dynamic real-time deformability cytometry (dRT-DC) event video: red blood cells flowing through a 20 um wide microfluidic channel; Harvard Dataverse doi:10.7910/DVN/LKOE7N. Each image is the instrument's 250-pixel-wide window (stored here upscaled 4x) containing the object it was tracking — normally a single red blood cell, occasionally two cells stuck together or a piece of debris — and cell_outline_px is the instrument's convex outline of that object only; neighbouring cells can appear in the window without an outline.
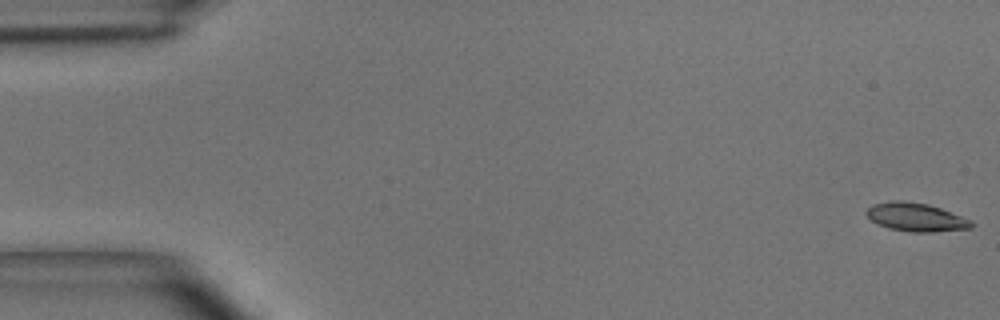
{"species": "common noctule bat (a hibernating species)", "species_latin": "Nyctalus noctula", "temperature_condition": "room temperature", "stored_images_in_passage": 50, "camera_frame_rate_fps": 3000, "um_per_image_px": 0.085, "animal": {"sex": "male", "body_mass_g": 15.6}, "frame": {"image": 1, "passage_image": 1, "time_ms": 0.0, "image_size_px": [1000, 320], "cell_outline_px": [[976, 224], [972, 228], [932, 232], [912, 232], [888, 228], [876, 224], [864, 212], [872, 204], [892, 200], [900, 200], [928, 204], [940, 208], [972, 220]], "centroid_in_image_um": [77.86, 18.46], "position_along_channel_um": 7.1, "area_um2": 17.51}}
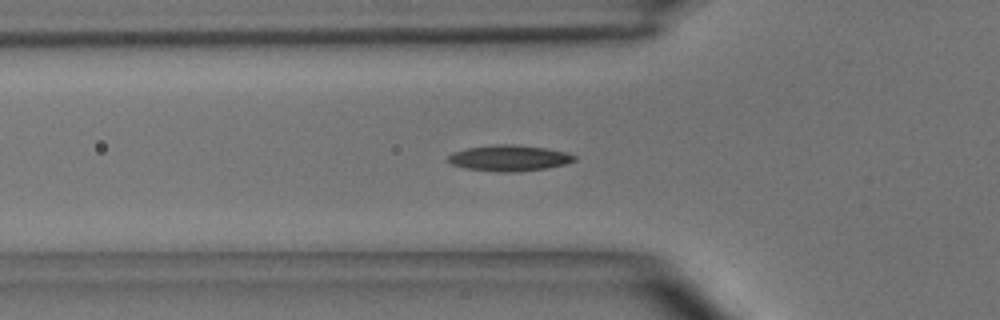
{"frame": {"image": 2, "passage_image": 17, "time_ms": 5.333, "image_size_px": [1000, 320], "cell_outline_px": [[576, 160], [564, 164], [544, 168], [516, 172], [496, 172], [468, 168], [452, 164], [444, 160], [452, 152], [468, 148], [492, 144], [512, 144], [548, 148], [564, 152], [576, 156]], "centroid_in_image_um": [43.24, 13.43], "position_along_channel_um": 82.6, "area_um2": 19.07}}
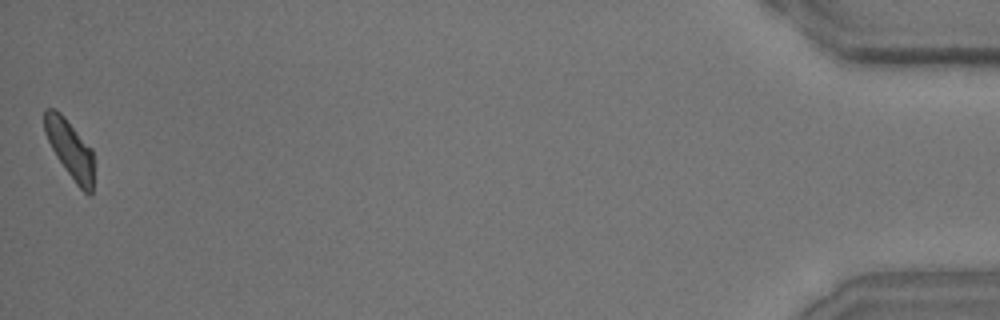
{"frame": {"image": 3, "passage_image": 50, "time_ms": 16.333, "image_size_px": [1000, 320], "cell_outline_px": [[92, 192], [88, 196], [76, 184], [56, 156], [44, 132], [44, 108], [52, 108], [60, 112], [64, 116], [92, 148]], "centroid_in_image_um": [5.93, 12.64], "position_along_channel_um": 429.3, "area_um2": 16.53}, "authors_computed_cell_mechanics": {"area_um2": 17.4556, "velocity_mm_per_s": 3.9956, "shape_relaxation_time_tau1_ms": 4.5912, "shape_relaxation_time_tau2_ms": 5.7906, "deformation_change_tau1": 0.1462, "deformation_change_tau2": 0.1331}}